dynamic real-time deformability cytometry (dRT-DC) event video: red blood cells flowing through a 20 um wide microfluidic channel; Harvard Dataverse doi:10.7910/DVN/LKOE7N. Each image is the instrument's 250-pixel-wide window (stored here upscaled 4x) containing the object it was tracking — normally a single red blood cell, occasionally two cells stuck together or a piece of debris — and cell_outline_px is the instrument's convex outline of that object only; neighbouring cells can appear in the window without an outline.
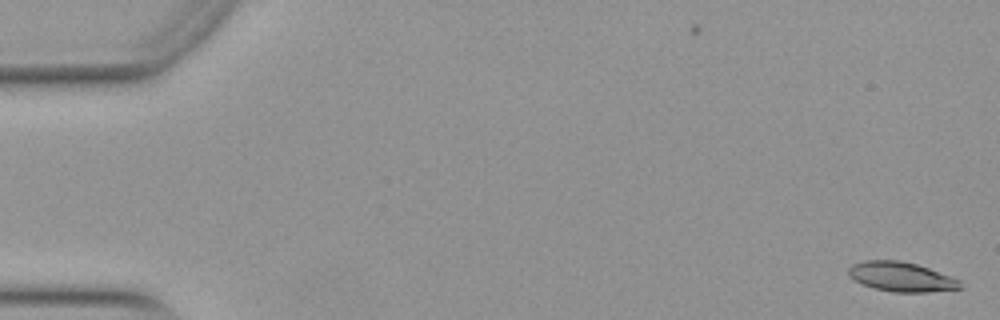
{"species": "Egyptian fruit bat (a non-hibernating species)", "species_latin": "Rousettus aegyptiacus", "temperature_condition": "warm", "stored_images_in_passage": 7, "camera_frame_rate_fps": 3000, "um_per_image_px": 0.085, "animal": {"sex": "female"}, "frame": {"image": 1, "passage_image": 1, "time_ms": 0.0, "image_size_px": [1000, 320], "cell_outline_px": [[964, 288], [928, 292], [892, 292], [876, 288], [864, 284], [856, 280], [848, 272], [848, 268], [852, 264], [864, 260], [900, 260], [916, 264], [928, 268], [960, 280]], "centroid_in_image_um": [76.64, 23.52], "position_along_channel_um": 8.4, "area_um2": 19.02}}